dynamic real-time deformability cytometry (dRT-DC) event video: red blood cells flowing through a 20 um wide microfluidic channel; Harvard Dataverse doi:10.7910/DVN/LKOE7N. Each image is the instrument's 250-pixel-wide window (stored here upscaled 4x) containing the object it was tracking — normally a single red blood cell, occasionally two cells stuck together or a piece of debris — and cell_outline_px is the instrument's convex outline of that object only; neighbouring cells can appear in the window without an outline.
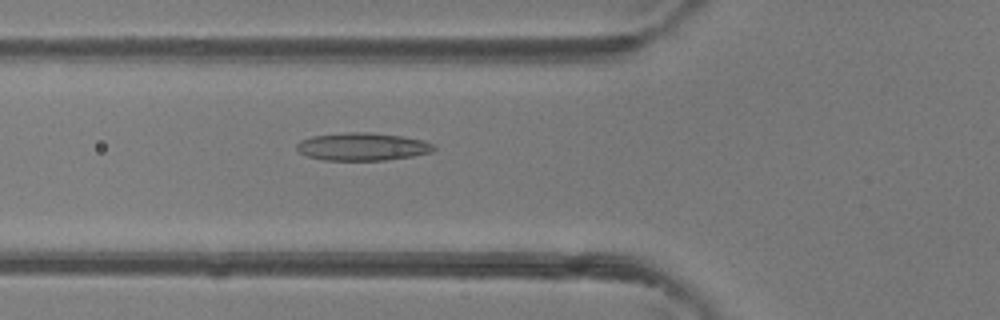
{"species": "common noctule bat (a hibernating species)", "species_latin": "Nyctalus noctula", "temperature_condition": "room temperature", "stored_images_in_passage": 44, "camera_frame_rate_fps": 3000, "um_per_image_px": 0.085, "animal": {"sex": "female"}, "frame": {"image": 1, "passage_image": 15, "time_ms": 4.667, "image_size_px": [1000, 320], "cell_outline_px": [[436, 148], [432, 152], [412, 156], [384, 160], [324, 160], [308, 156], [300, 152], [296, 148], [296, 144], [300, 140], [312, 136], [344, 132], [372, 132], [404, 136], [424, 140], [436, 144]], "centroid_in_image_um": [30.84, 12.45], "position_along_channel_um": 95.0, "area_um2": 22.43}}
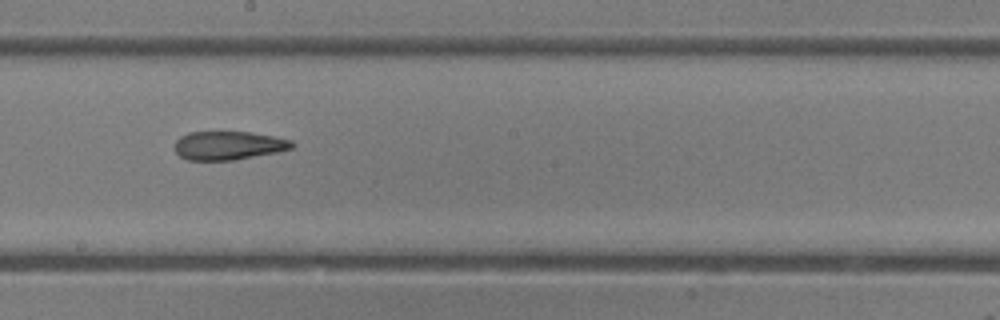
{"frame": {"image": 2, "passage_image": 24, "time_ms": 7.667, "image_size_px": [1000, 320], "cell_outline_px": [[296, 144], [292, 148], [276, 152], [232, 160], [188, 160], [180, 156], [176, 152], [176, 140], [180, 136], [188, 132], [252, 132], [292, 140]], "centroid_in_image_um": [19.42, 12.36], "position_along_channel_um": 228.8, "area_um2": 19.42}}
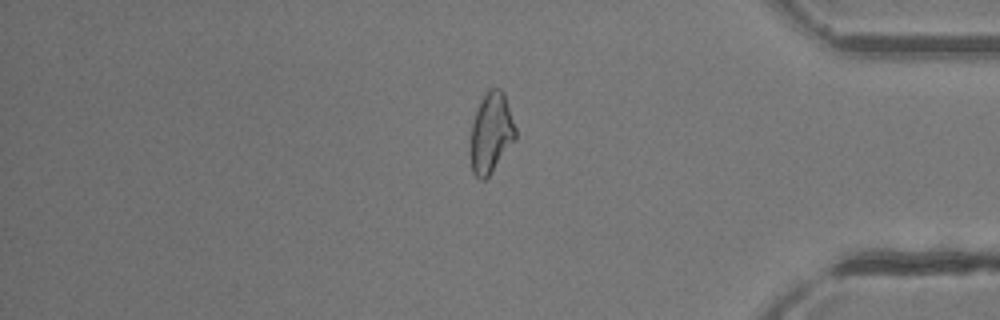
{"frame": {"image": 3, "passage_image": 37, "time_ms": 12.0, "image_size_px": [1000, 320], "cell_outline_px": [[516, 140], [488, 176], [484, 180], [480, 180], [472, 172], [468, 152], [468, 148], [472, 120], [480, 100], [488, 88], [500, 88], [504, 92], [516, 128]], "centroid_in_image_um": [41.7, 11.3], "position_along_channel_um": 393.5, "area_um2": 21.73}, "authors_computed_cell_mechanics": {"area_um2": 21.9062, "velocity_mm_per_s": 4.4469, "shape_relaxation_time_tau1_ms": null, "shape_relaxation_time_tau2_ms": 2.579, "deformation_change_tau1": null, "deformation_change_tau2": 0.1074}}